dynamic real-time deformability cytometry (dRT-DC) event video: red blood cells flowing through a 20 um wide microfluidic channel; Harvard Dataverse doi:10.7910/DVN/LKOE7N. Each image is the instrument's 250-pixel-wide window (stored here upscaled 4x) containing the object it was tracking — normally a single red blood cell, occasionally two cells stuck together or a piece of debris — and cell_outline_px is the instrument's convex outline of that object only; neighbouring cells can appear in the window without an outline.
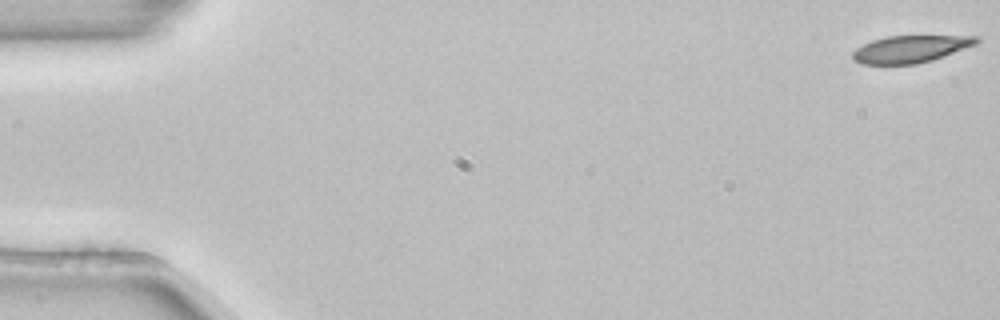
{"species": "common noctule bat (a hibernating species)", "species_latin": "Nyctalus noctula", "temperature_condition": "room temperature", "stored_images_in_passage": 15, "camera_frame_rate_fps": 3000, "um_per_image_px": 0.085, "animal": {"sex": "female", "body_mass_g": 22.7, "forearm_length_mm": 54.2}, "frame": {"image": 1, "passage_image": 1, "time_ms": 0.0, "image_size_px": [1000, 320], "cell_outline_px": [[980, 40], [976, 44], [932, 60], [916, 64], [860, 64], [852, 60], [852, 52], [856, 48], [872, 40], [888, 36], [980, 36]], "centroid_in_image_um": [77.36, 4.17], "position_along_channel_um": 7.6, "area_um2": 19.54}}
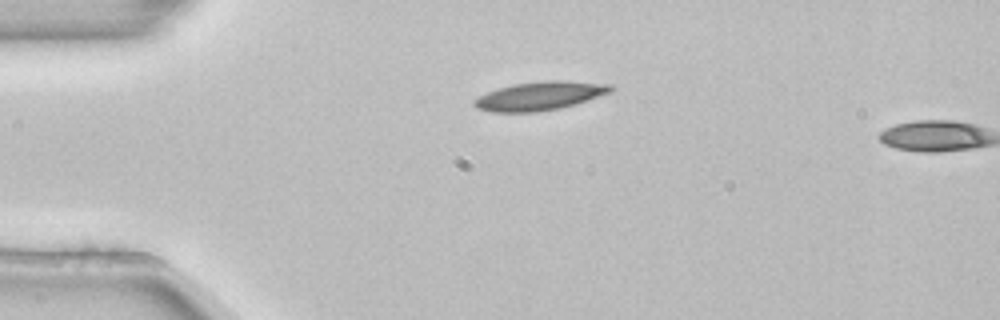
{"frame": {"image": 2, "passage_image": 13, "time_ms": 4.0, "image_size_px": [1000, 320], "cell_outline_px": [[616, 88], [612, 92], [576, 104], [560, 108], [536, 112], [492, 112], [476, 108], [472, 104], [472, 100], [488, 92], [512, 84], [544, 80], [560, 80], [612, 84]], "centroid_in_image_um": [45.92, 8.15], "position_along_channel_um": 39.1, "area_um2": 22.95}}